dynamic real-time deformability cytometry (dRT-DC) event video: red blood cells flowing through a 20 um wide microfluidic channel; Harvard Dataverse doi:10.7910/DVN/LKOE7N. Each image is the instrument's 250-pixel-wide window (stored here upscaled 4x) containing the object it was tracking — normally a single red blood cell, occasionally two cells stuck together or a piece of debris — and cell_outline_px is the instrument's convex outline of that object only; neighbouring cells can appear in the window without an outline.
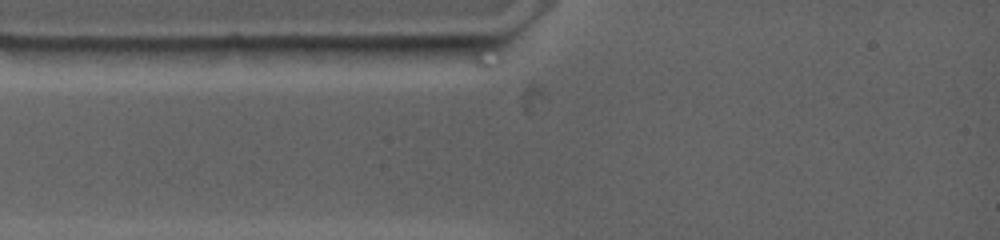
{"species": "common noctule bat (a hibernating species)", "species_latin": "Nyctalus noctula", "temperature_condition": "warm", "stored_images_in_passage": 1, "camera_frame_rate_fps": 4500, "um_per_image_px": 0.085, "animal": {"sex": "female", "body_mass_g": 19.0, "forearm_length_mm": 53.3}, "frame": {"image": 1, "passage_image": 1, "time_ms": 0.0, "image_size_px": [1000, 240], "cell_outline_px": [[280, 48], [256, 56], [232, 60], [156, 56], [136, 48], [228, 44], [236, 44]], "centroid_in_image_um": [17.85, 4.37], "position_along_channel_um": 67.1, "area_um2": 10.69}}